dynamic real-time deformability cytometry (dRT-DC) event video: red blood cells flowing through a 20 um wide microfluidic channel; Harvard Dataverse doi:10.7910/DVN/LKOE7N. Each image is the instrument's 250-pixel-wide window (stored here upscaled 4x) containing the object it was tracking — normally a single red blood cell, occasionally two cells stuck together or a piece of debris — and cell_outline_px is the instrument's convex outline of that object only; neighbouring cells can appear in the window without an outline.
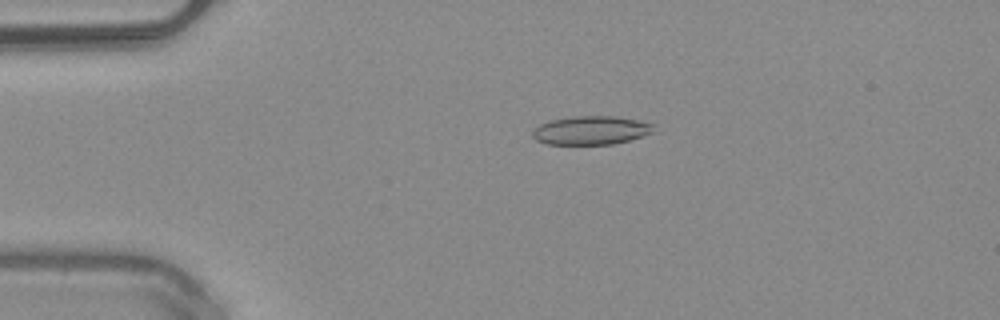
{"species": "common noctule bat (a hibernating species)", "species_latin": "Nyctalus noctula", "temperature_condition": "warm", "stored_images_in_passage": 48, "camera_frame_rate_fps": 3000, "um_per_image_px": 0.085, "animal": {"sex": "male", "body_mass_g": 20.4}, "frame": {"image": 1, "passage_image": 9, "time_ms": 2.667, "image_size_px": [1000, 320], "cell_outline_px": [[656, 124], [652, 132], [628, 140], [612, 144], [544, 144], [536, 140], [532, 136], [532, 132], [540, 124], [548, 120], [572, 116], [616, 116]], "centroid_in_image_um": [50.2, 11.07], "position_along_channel_um": 34.8, "area_um2": 20.17}}
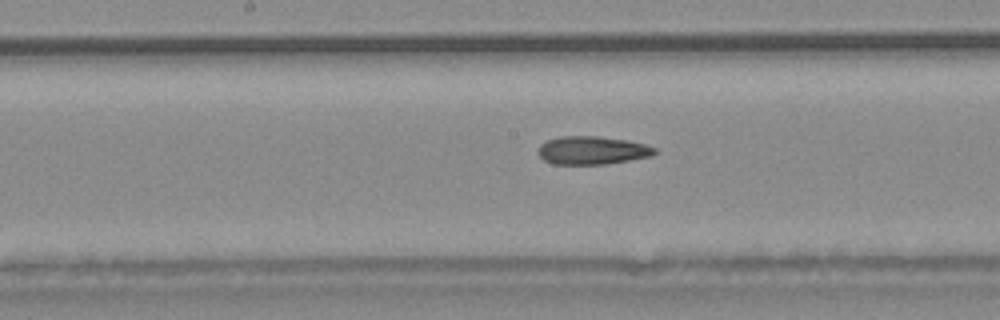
{"frame": {"image": 2, "passage_image": 24, "time_ms": 7.667, "image_size_px": [1000, 320], "cell_outline_px": [[656, 152], [652, 156], [604, 164], [552, 164], [544, 160], [536, 152], [540, 144], [548, 140], [560, 136], [596, 136], [628, 140], [644, 144], [656, 148]], "centroid_in_image_um": [50.31, 12.77], "position_along_channel_um": 197.9, "area_um2": 19.13}}
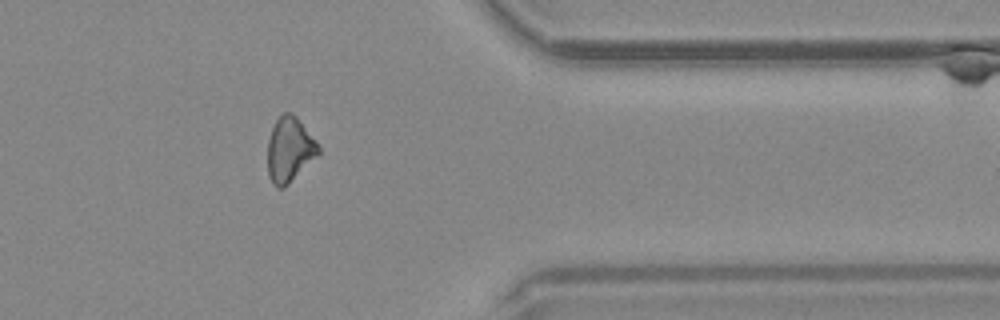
{"frame": {"image": 3, "passage_image": 39, "time_ms": 12.667, "image_size_px": [1000, 320], "cell_outline_px": [[320, 152], [284, 188], [276, 188], [268, 176], [268, 140], [272, 128], [276, 120], [284, 112], [292, 112], [296, 116], [316, 140], [320, 148]], "centroid_in_image_um": [24.6, 12.71], "position_along_channel_um": 386.8, "area_um2": 19.02}, "authors_computed_cell_mechanics": {"area_um2": 19.5075, "velocity_mm_per_s": 4.0763, "shape_relaxation_time_tau1_ms": null, "shape_relaxation_time_tau2_ms": 6.0833, "deformation_change_tau1": null, "deformation_change_tau2": 0.1782}}